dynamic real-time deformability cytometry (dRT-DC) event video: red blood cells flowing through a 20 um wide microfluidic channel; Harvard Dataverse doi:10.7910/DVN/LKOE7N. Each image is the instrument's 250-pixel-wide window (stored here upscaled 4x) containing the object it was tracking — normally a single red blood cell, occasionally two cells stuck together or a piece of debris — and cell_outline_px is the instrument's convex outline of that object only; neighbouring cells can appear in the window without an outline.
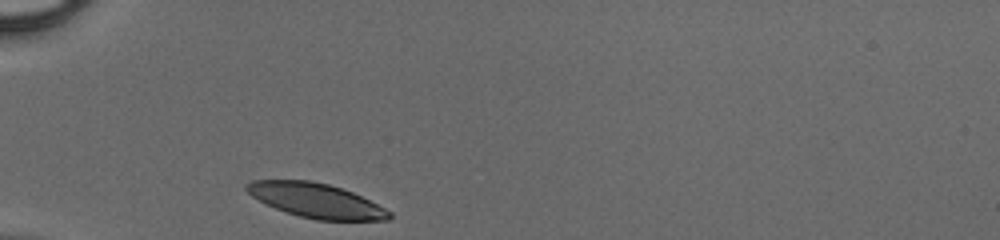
{"species": "human", "species_latin": "Homo sapiens", "temperature_condition": "cold", "stored_images_in_passage": 26, "camera_frame_rate_fps": 3000, "um_per_image_px": 0.085, "donor": {"sex": "male"}, "frame": {"image": 1, "passage_image": 1, "time_ms": 0.0, "image_size_px": [1000, 240], "cell_outline_px": [[392, 216], [388, 220], [316, 220], [300, 216], [276, 208], [252, 196], [244, 188], [244, 184], [252, 180], [312, 180], [328, 184], [352, 192], [392, 212]], "centroid_in_image_um": [26.85, 17.03], "position_along_channel_um": 58.1, "area_um2": 28.26}}
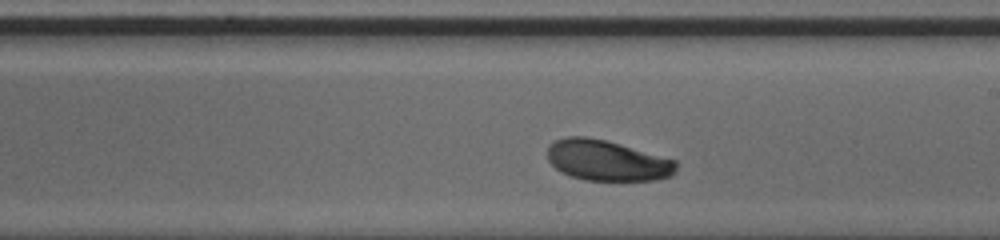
{"frame": {"image": 2, "passage_image": 15, "time_ms": 4.667, "image_size_px": [1000, 240], "cell_outline_px": [[676, 172], [672, 176], [656, 180], [584, 180], [572, 176], [556, 168], [548, 160], [548, 144], [552, 140], [568, 136], [588, 136], [620, 144], [676, 160]], "centroid_in_image_um": [51.59, 13.63], "position_along_channel_um": 237.4, "area_um2": 30.46}}
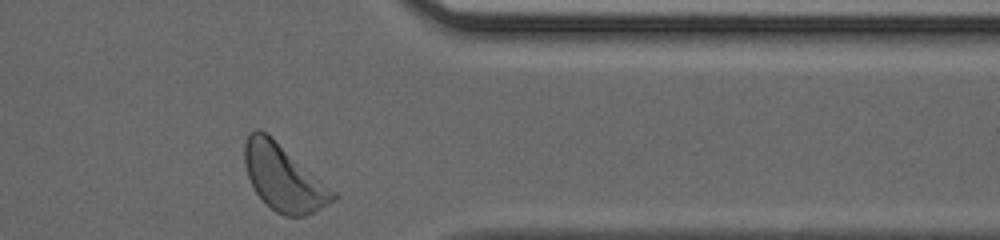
{"frame": {"image": 3, "passage_image": 26, "time_ms": 8.333, "image_size_px": [1000, 240], "cell_outline_px": [[336, 200], [304, 216], [284, 216], [276, 212], [256, 192], [248, 176], [244, 164], [244, 140], [248, 132], [256, 128], [260, 128], [336, 192]], "centroid_in_image_um": [24.07, 15.09], "position_along_channel_um": 387.3, "area_um2": 33.41}}